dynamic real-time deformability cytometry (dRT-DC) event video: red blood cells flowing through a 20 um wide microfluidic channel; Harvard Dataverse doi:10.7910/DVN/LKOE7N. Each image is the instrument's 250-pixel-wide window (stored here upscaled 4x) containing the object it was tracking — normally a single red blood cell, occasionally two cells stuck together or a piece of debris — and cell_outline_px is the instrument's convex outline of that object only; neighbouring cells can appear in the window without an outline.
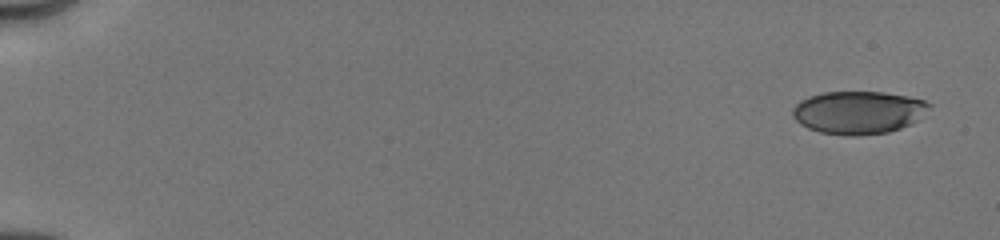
{"species": "human", "species_latin": "Homo sapiens", "temperature_condition": "cold", "stored_images_in_passage": 8, "camera_frame_rate_fps": 3000, "um_per_image_px": 0.085, "donor": {"sex": "male"}, "frame": {"image": 1, "passage_image": 1, "time_ms": 0.0, "image_size_px": [1000, 240], "cell_outline_px": [[932, 104], [912, 124], [888, 132], [856, 136], [848, 136], [820, 132], [808, 128], [800, 124], [792, 116], [792, 108], [800, 100], [808, 96], [824, 92], [884, 92], [908, 96], [924, 100]], "centroid_in_image_um": [72.93, 9.55], "position_along_channel_um": 12.1, "area_um2": 34.16}}
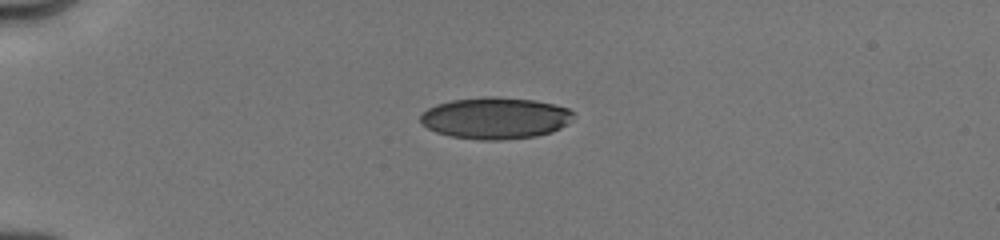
{"frame": {"image": 2, "passage_image": 5, "time_ms": 4.0, "image_size_px": [1000, 240], "cell_outline_px": [[572, 120], [568, 124], [552, 132], [536, 136], [500, 140], [480, 140], [452, 136], [436, 132], [420, 124], [420, 116], [428, 108], [436, 104], [452, 100], [484, 96], [496, 96], [532, 100], [552, 104], [568, 108], [572, 112]], "centroid_in_image_um": [42.09, 10.03], "position_along_channel_um": 42.9, "area_um2": 37.11}}
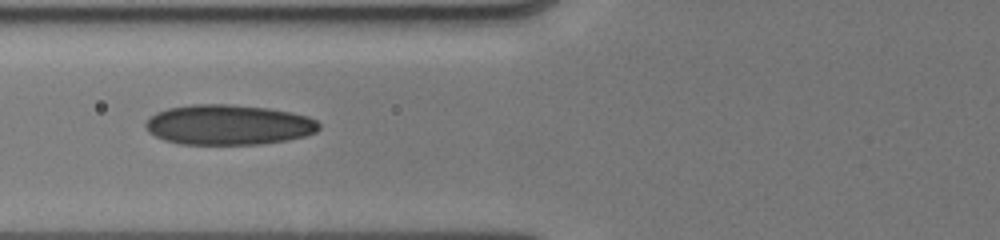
{"frame": {"image": 3, "passage_image": 8, "time_ms": 6.667, "image_size_px": [1000, 240], "cell_outline_px": [[320, 128], [316, 132], [304, 136], [288, 140], [260, 144], [180, 144], [164, 140], [148, 132], [144, 124], [156, 112], [168, 108], [192, 104], [228, 104], [268, 108], [292, 112], [308, 116], [316, 120], [320, 124]], "centroid_in_image_um": [19.43, 10.6], "position_along_channel_um": 106.4, "area_um2": 40.69}}